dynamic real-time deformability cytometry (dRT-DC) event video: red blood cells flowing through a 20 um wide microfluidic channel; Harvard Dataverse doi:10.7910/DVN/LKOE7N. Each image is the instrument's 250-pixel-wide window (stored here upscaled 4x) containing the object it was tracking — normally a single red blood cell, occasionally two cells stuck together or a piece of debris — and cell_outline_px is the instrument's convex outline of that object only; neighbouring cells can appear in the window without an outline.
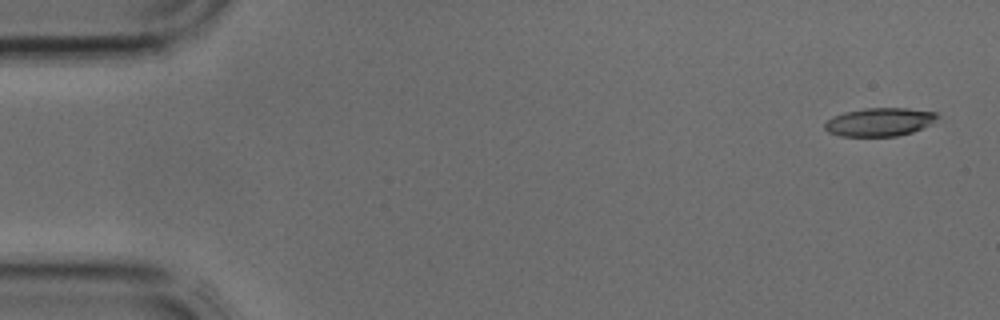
{"species": "common noctule bat (a hibernating species)", "species_latin": "Nyctalus noctula", "temperature_condition": "cold", "stored_images_in_passage": 3, "camera_frame_rate_fps": 3000, "um_per_image_px": 0.085, "animal": {"sex": "male", "body_mass_g": 17.9, "forearm_length_mm": 54.2}, "frame": {"image": 1, "passage_image": 1, "time_ms": 0.0, "image_size_px": [1000, 320], "cell_outline_px": [[940, 116], [928, 124], [912, 132], [896, 136], [840, 136], [828, 132], [824, 128], [824, 124], [832, 116], [844, 112], [864, 108], [908, 108], [936, 112]], "centroid_in_image_um": [74.72, 10.36], "position_along_channel_um": 10.3, "area_um2": 18.5}}
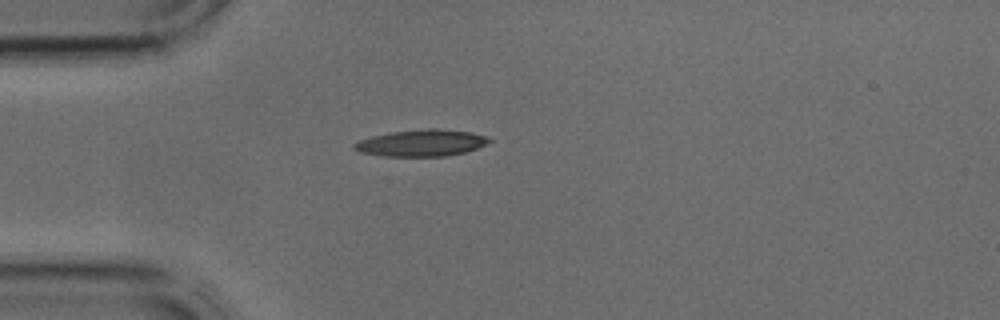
{"frame": {"image": 2, "passage_image": 3, "time_ms": 0.667, "image_size_px": [1000, 320], "cell_outline_px": [[492, 140], [488, 144], [464, 152], [444, 156], [384, 156], [360, 152], [352, 148], [352, 144], [360, 140], [372, 136], [392, 132], [428, 128], [436, 128], [472, 132], [488, 136]], "centroid_in_image_um": [35.84, 12.14], "position_along_channel_um": 49.2, "area_um2": 20.98}}